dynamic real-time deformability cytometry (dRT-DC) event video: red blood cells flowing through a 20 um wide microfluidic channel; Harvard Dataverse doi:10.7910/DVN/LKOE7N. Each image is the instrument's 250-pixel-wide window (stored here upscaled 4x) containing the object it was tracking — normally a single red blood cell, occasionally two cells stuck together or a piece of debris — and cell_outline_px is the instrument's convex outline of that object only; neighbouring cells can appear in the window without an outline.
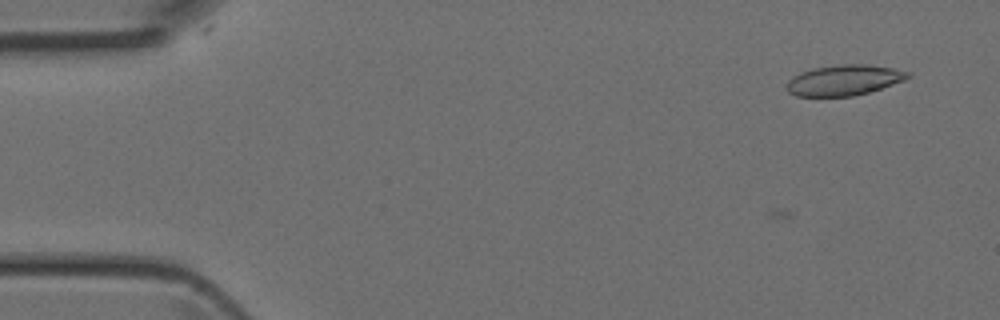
{"species": "Egyptian fruit bat (a non-hibernating species)", "species_latin": "Rousettus aegyptiacus", "temperature_condition": "room temperature", "stored_images_in_passage": 42, "camera_frame_rate_fps": 3000, "um_per_image_px": 0.085, "animal": {"sex": "female"}, "frame": {"image": 1, "passage_image": 2, "time_ms": 0.333, "image_size_px": [1000, 320], "cell_outline_px": [[912, 76], [904, 80], [868, 92], [852, 96], [796, 96], [788, 92], [788, 80], [792, 76], [800, 72], [812, 68], [840, 64], [868, 64], [892, 68], [912, 72]], "centroid_in_image_um": [71.75, 6.8], "position_along_channel_um": 13.3, "area_um2": 21.56}}
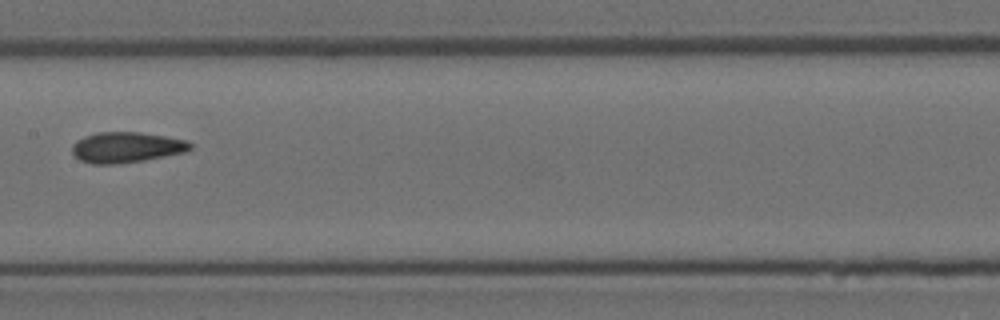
{"frame": {"image": 2, "passage_image": 21, "time_ms": 6.667, "image_size_px": [1000, 320], "cell_outline_px": [[192, 148], [184, 152], [144, 160], [112, 164], [92, 164], [80, 160], [72, 152], [72, 144], [76, 140], [84, 136], [96, 132], [140, 132], [188, 140], [192, 144]], "centroid_in_image_um": [10.72, 12.51], "position_along_channel_um": 196.7, "area_um2": 21.04}}
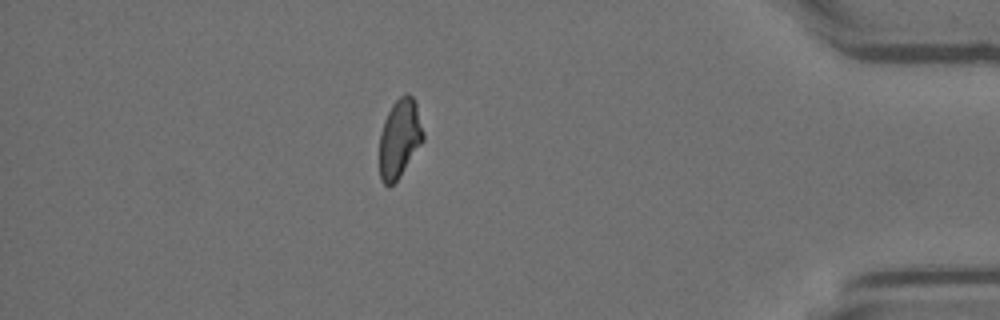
{"frame": {"image": 3, "passage_image": 37, "time_ms": 12.0, "image_size_px": [1000, 320], "cell_outline_px": [[424, 140], [400, 176], [388, 188], [380, 180], [380, 132], [384, 120], [392, 104], [404, 92], [408, 92], [416, 100], [424, 132]], "centroid_in_image_um": [33.98, 11.73], "position_along_channel_um": 401.2, "area_um2": 20.29}}